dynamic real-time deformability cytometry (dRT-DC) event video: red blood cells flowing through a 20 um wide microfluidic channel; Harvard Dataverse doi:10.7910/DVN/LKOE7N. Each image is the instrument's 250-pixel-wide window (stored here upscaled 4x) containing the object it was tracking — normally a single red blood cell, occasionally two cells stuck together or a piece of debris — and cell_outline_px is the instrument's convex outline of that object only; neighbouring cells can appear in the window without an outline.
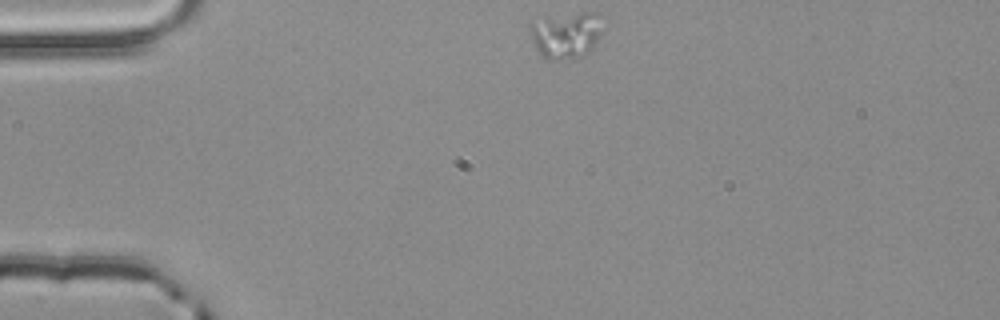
{"species": "common noctule bat (a hibernating species)", "species_latin": "Nyctalus noctula", "temperature_condition": "room temperature", "stored_images_in_passage": 2, "camera_frame_rate_fps": 3000, "um_per_image_px": 0.085, "animal": {"sex": "male", "body_mass_g": 20.4}, "frame": {"image": 1, "passage_image": 1, "time_ms": 0.0, "image_size_px": [1000, 320], "cell_outline_px": [[600, 32], [592, 48], [588, 52], [580, 56], [548, 60], [540, 56], [532, 40], [528, 24], [580, 12], [600, 12]], "centroid_in_image_um": [48.11, 2.99], "position_along_channel_um": 36.9, "area_um2": 18.84}}